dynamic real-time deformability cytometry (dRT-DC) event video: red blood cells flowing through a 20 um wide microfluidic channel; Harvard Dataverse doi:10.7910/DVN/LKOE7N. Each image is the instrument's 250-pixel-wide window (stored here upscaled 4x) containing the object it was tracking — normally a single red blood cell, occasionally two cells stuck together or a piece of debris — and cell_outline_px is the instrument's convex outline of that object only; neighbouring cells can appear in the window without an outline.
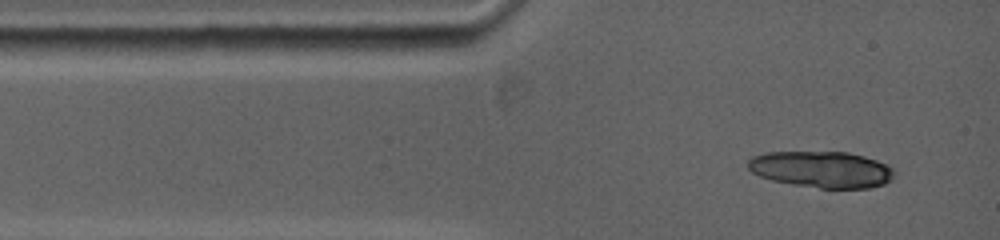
{"species": "common noctule bat (a hibernating species)", "species_latin": "Nyctalus noctula", "temperature_condition": "warm", "stored_images_in_passage": 5, "camera_frame_rate_fps": 5000, "um_per_image_px": 0.085, "animal": {"sex": "female", "body_mass_g": 19.0, "forearm_length_mm": 53.3}, "frame": {"image": 1, "passage_image": 1, "time_ms": 0.0, "image_size_px": [1000, 240], "cell_outline_px": [[896, 172], [892, 180], [884, 184], [868, 188], [820, 188], [772, 180], [760, 176], [752, 172], [748, 168], [748, 160], [752, 156], [768, 152], [848, 152], [864, 156], [876, 160], [892, 168]], "centroid_in_image_um": [69.86, 14.39], "position_along_channel_um": 15.1, "area_um2": 30.92}}